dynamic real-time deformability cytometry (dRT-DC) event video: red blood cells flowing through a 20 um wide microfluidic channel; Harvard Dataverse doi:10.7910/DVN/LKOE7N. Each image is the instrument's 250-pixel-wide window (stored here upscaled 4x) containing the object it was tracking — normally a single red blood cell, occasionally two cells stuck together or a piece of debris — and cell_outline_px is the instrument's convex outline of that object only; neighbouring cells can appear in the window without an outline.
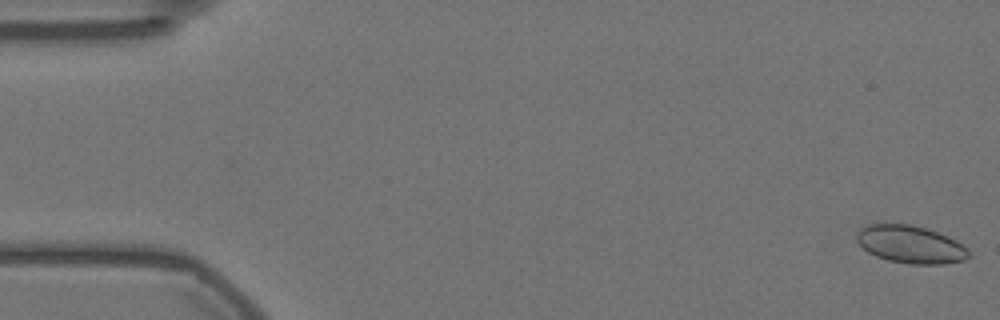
{"species": "Egyptian fruit bat (a non-hibernating species)", "species_latin": "Rousettus aegyptiacus", "temperature_condition": "warm", "stored_images_in_passage": 57, "camera_frame_rate_fps": 3000, "um_per_image_px": 0.085, "animal": {"sex": "female"}, "frame": {"image": 1, "passage_image": 1, "time_ms": 0.0, "image_size_px": [1000, 320], "cell_outline_px": [[972, 256], [964, 260], [944, 264], [912, 264], [888, 260], [876, 256], [868, 252], [856, 240], [856, 232], [860, 228], [868, 224], [908, 224], [924, 228], [936, 232], [956, 240], [968, 248]], "centroid_in_image_um": [77.41, 20.78], "position_along_channel_um": 7.6, "area_um2": 24.57}}
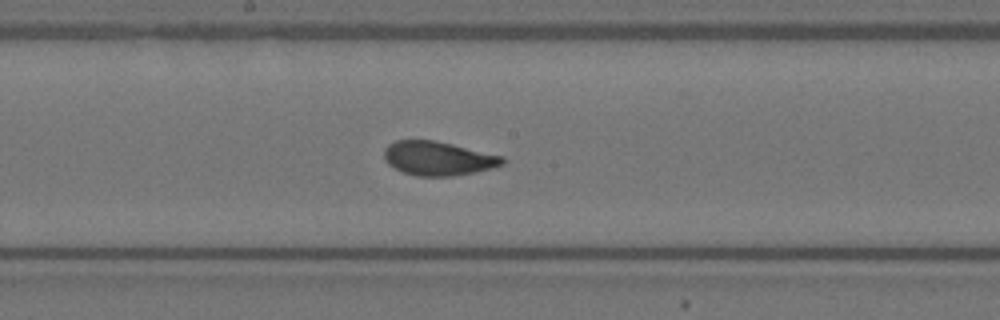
{"frame": {"image": 2, "passage_image": 30, "time_ms": 9.667, "image_size_px": [1000, 320], "cell_outline_px": [[508, 160], [504, 164], [492, 168], [476, 172], [452, 176], [416, 176], [404, 172], [388, 164], [384, 160], [384, 148], [388, 144], [396, 140], [436, 140], [504, 156]], "centroid_in_image_um": [37.27, 13.46], "position_along_channel_um": 210.9, "area_um2": 23.7}}
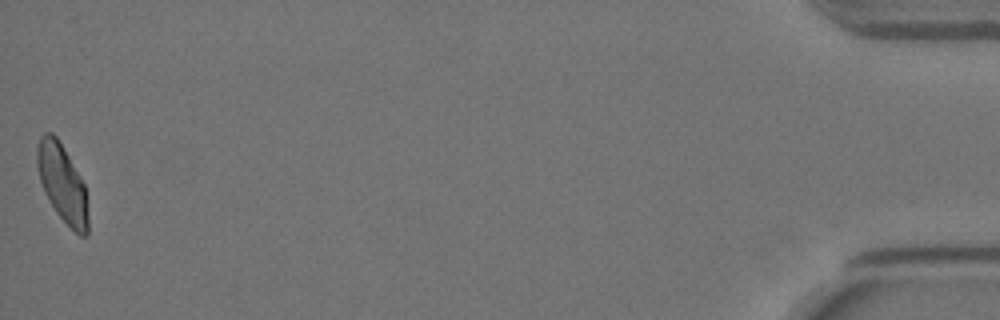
{"frame": {"image": 3, "passage_image": 57, "time_ms": 18.667, "image_size_px": [1000, 320], "cell_outline_px": [[88, 236], [80, 236], [56, 212], [44, 192], [40, 180], [36, 164], [36, 148], [40, 136], [44, 132], [52, 132], [56, 136], [68, 156], [84, 184], [88, 216]], "centroid_in_image_um": [5.27, 15.56], "position_along_channel_um": 429.9, "area_um2": 22.77}, "authors_computed_cell_mechanics": {"area_um2": 23.8714, "velocity_mm_per_s": 3.5323, "shape_relaxation_time_tau1_ms": 4.5718, "shape_relaxation_time_tau2_ms": 0.9221, "deformation_change_tau1": 0.1222, "deformation_change_tau2": 0.0574}}